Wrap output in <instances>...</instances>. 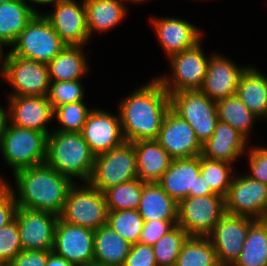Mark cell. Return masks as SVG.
Segmentation results:
<instances>
[{"instance_id":"6da1fadb","label":"cell","mask_w":267,"mask_h":266,"mask_svg":"<svg viewBox=\"0 0 267 266\" xmlns=\"http://www.w3.org/2000/svg\"><path fill=\"white\" fill-rule=\"evenodd\" d=\"M117 110L126 142L156 140L166 113L171 108L170 94L153 77L119 100Z\"/></svg>"},{"instance_id":"7a4b0ae2","label":"cell","mask_w":267,"mask_h":266,"mask_svg":"<svg viewBox=\"0 0 267 266\" xmlns=\"http://www.w3.org/2000/svg\"><path fill=\"white\" fill-rule=\"evenodd\" d=\"M14 186L8 183L18 208L46 211L60 216L75 183L46 163L16 171Z\"/></svg>"},{"instance_id":"3957f363","label":"cell","mask_w":267,"mask_h":266,"mask_svg":"<svg viewBox=\"0 0 267 266\" xmlns=\"http://www.w3.org/2000/svg\"><path fill=\"white\" fill-rule=\"evenodd\" d=\"M95 157L81 133L52 130L47 136L45 163L76 183L89 181Z\"/></svg>"},{"instance_id":"277c9868","label":"cell","mask_w":267,"mask_h":266,"mask_svg":"<svg viewBox=\"0 0 267 266\" xmlns=\"http://www.w3.org/2000/svg\"><path fill=\"white\" fill-rule=\"evenodd\" d=\"M47 135L41 131L19 128L6 119L1 129L0 155L12 173L45 163Z\"/></svg>"},{"instance_id":"5b68a950","label":"cell","mask_w":267,"mask_h":266,"mask_svg":"<svg viewBox=\"0 0 267 266\" xmlns=\"http://www.w3.org/2000/svg\"><path fill=\"white\" fill-rule=\"evenodd\" d=\"M0 75L12 88L7 96L48 94L50 78L47 63L4 52L0 59Z\"/></svg>"},{"instance_id":"8992f818","label":"cell","mask_w":267,"mask_h":266,"mask_svg":"<svg viewBox=\"0 0 267 266\" xmlns=\"http://www.w3.org/2000/svg\"><path fill=\"white\" fill-rule=\"evenodd\" d=\"M65 46L66 44L41 11L18 35L16 41L10 46L9 52L12 55L48 64Z\"/></svg>"},{"instance_id":"52a82bcc","label":"cell","mask_w":267,"mask_h":266,"mask_svg":"<svg viewBox=\"0 0 267 266\" xmlns=\"http://www.w3.org/2000/svg\"><path fill=\"white\" fill-rule=\"evenodd\" d=\"M78 182L70 188L62 214L59 218L72 225L91 230L107 224L108 209L105 195L88 182Z\"/></svg>"},{"instance_id":"ba28073f","label":"cell","mask_w":267,"mask_h":266,"mask_svg":"<svg viewBox=\"0 0 267 266\" xmlns=\"http://www.w3.org/2000/svg\"><path fill=\"white\" fill-rule=\"evenodd\" d=\"M202 43L203 41L191 49L171 56L167 59L170 64V75L165 72L156 76L170 95L180 91L201 89L210 59V55H205Z\"/></svg>"},{"instance_id":"9c48e42d","label":"cell","mask_w":267,"mask_h":266,"mask_svg":"<svg viewBox=\"0 0 267 266\" xmlns=\"http://www.w3.org/2000/svg\"><path fill=\"white\" fill-rule=\"evenodd\" d=\"M171 109L192 127L204 144L213 135L218 122L216 102L201 90H186L170 95Z\"/></svg>"},{"instance_id":"30bf717a","label":"cell","mask_w":267,"mask_h":266,"mask_svg":"<svg viewBox=\"0 0 267 266\" xmlns=\"http://www.w3.org/2000/svg\"><path fill=\"white\" fill-rule=\"evenodd\" d=\"M137 178V164L134 145L124 142L117 148L96 155L88 183L105 192L123 182Z\"/></svg>"},{"instance_id":"8fae6325","label":"cell","mask_w":267,"mask_h":266,"mask_svg":"<svg viewBox=\"0 0 267 266\" xmlns=\"http://www.w3.org/2000/svg\"><path fill=\"white\" fill-rule=\"evenodd\" d=\"M225 214L223 196L218 194L189 196L178 203L177 224L189 236L207 237Z\"/></svg>"},{"instance_id":"7c38bea8","label":"cell","mask_w":267,"mask_h":266,"mask_svg":"<svg viewBox=\"0 0 267 266\" xmlns=\"http://www.w3.org/2000/svg\"><path fill=\"white\" fill-rule=\"evenodd\" d=\"M157 183L177 203L189 196L215 194L200 174V156L173 159Z\"/></svg>"},{"instance_id":"4fadbf2b","label":"cell","mask_w":267,"mask_h":266,"mask_svg":"<svg viewBox=\"0 0 267 266\" xmlns=\"http://www.w3.org/2000/svg\"><path fill=\"white\" fill-rule=\"evenodd\" d=\"M81 1L79 4L77 0H53L49 5L54 9L42 13L68 46H87L90 41L86 8Z\"/></svg>"},{"instance_id":"5bb4252c","label":"cell","mask_w":267,"mask_h":266,"mask_svg":"<svg viewBox=\"0 0 267 266\" xmlns=\"http://www.w3.org/2000/svg\"><path fill=\"white\" fill-rule=\"evenodd\" d=\"M225 198L226 213L260 220L267 210V185L235 173Z\"/></svg>"},{"instance_id":"9a60e30c","label":"cell","mask_w":267,"mask_h":266,"mask_svg":"<svg viewBox=\"0 0 267 266\" xmlns=\"http://www.w3.org/2000/svg\"><path fill=\"white\" fill-rule=\"evenodd\" d=\"M254 218L226 213L207 236L219 263L233 265L239 258Z\"/></svg>"},{"instance_id":"2e32d148","label":"cell","mask_w":267,"mask_h":266,"mask_svg":"<svg viewBox=\"0 0 267 266\" xmlns=\"http://www.w3.org/2000/svg\"><path fill=\"white\" fill-rule=\"evenodd\" d=\"M149 22L167 59L195 47L204 37L200 27L179 17L153 16Z\"/></svg>"},{"instance_id":"e0dca14e","label":"cell","mask_w":267,"mask_h":266,"mask_svg":"<svg viewBox=\"0 0 267 266\" xmlns=\"http://www.w3.org/2000/svg\"><path fill=\"white\" fill-rule=\"evenodd\" d=\"M8 108L4 109L5 119L19 128L51 133L48 125L53 119V108L47 96H7Z\"/></svg>"},{"instance_id":"ac0fdd59","label":"cell","mask_w":267,"mask_h":266,"mask_svg":"<svg viewBox=\"0 0 267 266\" xmlns=\"http://www.w3.org/2000/svg\"><path fill=\"white\" fill-rule=\"evenodd\" d=\"M52 251L67 261L79 266H88L94 261V230L62 221H57Z\"/></svg>"},{"instance_id":"d6986e66","label":"cell","mask_w":267,"mask_h":266,"mask_svg":"<svg viewBox=\"0 0 267 266\" xmlns=\"http://www.w3.org/2000/svg\"><path fill=\"white\" fill-rule=\"evenodd\" d=\"M23 250L52 251L59 216L46 211L17 208L15 218Z\"/></svg>"},{"instance_id":"ffe728a7","label":"cell","mask_w":267,"mask_h":266,"mask_svg":"<svg viewBox=\"0 0 267 266\" xmlns=\"http://www.w3.org/2000/svg\"><path fill=\"white\" fill-rule=\"evenodd\" d=\"M116 114L92 107L81 134L95 156L117 148L125 142L119 113Z\"/></svg>"},{"instance_id":"44dd1931","label":"cell","mask_w":267,"mask_h":266,"mask_svg":"<svg viewBox=\"0 0 267 266\" xmlns=\"http://www.w3.org/2000/svg\"><path fill=\"white\" fill-rule=\"evenodd\" d=\"M247 67L236 64L222 53L211 52L205 80L200 90L215 102L233 96Z\"/></svg>"},{"instance_id":"7402d4cb","label":"cell","mask_w":267,"mask_h":266,"mask_svg":"<svg viewBox=\"0 0 267 266\" xmlns=\"http://www.w3.org/2000/svg\"><path fill=\"white\" fill-rule=\"evenodd\" d=\"M156 141L173 158L200 156L202 145L192 127L171 108L166 113Z\"/></svg>"},{"instance_id":"603a6c76","label":"cell","mask_w":267,"mask_h":266,"mask_svg":"<svg viewBox=\"0 0 267 266\" xmlns=\"http://www.w3.org/2000/svg\"><path fill=\"white\" fill-rule=\"evenodd\" d=\"M250 142L229 124L218 120L214 133L202 144L200 156L235 164L243 157Z\"/></svg>"},{"instance_id":"cb8c5ba5","label":"cell","mask_w":267,"mask_h":266,"mask_svg":"<svg viewBox=\"0 0 267 266\" xmlns=\"http://www.w3.org/2000/svg\"><path fill=\"white\" fill-rule=\"evenodd\" d=\"M125 3V0H84L90 39L95 33L105 35L123 22L129 11Z\"/></svg>"},{"instance_id":"d4e9b609","label":"cell","mask_w":267,"mask_h":266,"mask_svg":"<svg viewBox=\"0 0 267 266\" xmlns=\"http://www.w3.org/2000/svg\"><path fill=\"white\" fill-rule=\"evenodd\" d=\"M134 145L137 178L144 182H158L173 158L156 140H139Z\"/></svg>"},{"instance_id":"484cf974","label":"cell","mask_w":267,"mask_h":266,"mask_svg":"<svg viewBox=\"0 0 267 266\" xmlns=\"http://www.w3.org/2000/svg\"><path fill=\"white\" fill-rule=\"evenodd\" d=\"M24 0L0 4V47L10 48L33 17L41 12Z\"/></svg>"},{"instance_id":"4316f807","label":"cell","mask_w":267,"mask_h":266,"mask_svg":"<svg viewBox=\"0 0 267 266\" xmlns=\"http://www.w3.org/2000/svg\"><path fill=\"white\" fill-rule=\"evenodd\" d=\"M236 95L259 121L267 119V75L260 72L255 65H248L243 72Z\"/></svg>"},{"instance_id":"83f0119b","label":"cell","mask_w":267,"mask_h":266,"mask_svg":"<svg viewBox=\"0 0 267 266\" xmlns=\"http://www.w3.org/2000/svg\"><path fill=\"white\" fill-rule=\"evenodd\" d=\"M132 244L122 238L109 225L94 231V264L123 266Z\"/></svg>"},{"instance_id":"f1b7e54d","label":"cell","mask_w":267,"mask_h":266,"mask_svg":"<svg viewBox=\"0 0 267 266\" xmlns=\"http://www.w3.org/2000/svg\"><path fill=\"white\" fill-rule=\"evenodd\" d=\"M137 211L144 221L178 220V203L157 182L143 184Z\"/></svg>"},{"instance_id":"f546056e","label":"cell","mask_w":267,"mask_h":266,"mask_svg":"<svg viewBox=\"0 0 267 266\" xmlns=\"http://www.w3.org/2000/svg\"><path fill=\"white\" fill-rule=\"evenodd\" d=\"M87 46H68L48 65L50 82L82 80L90 67L83 51Z\"/></svg>"},{"instance_id":"4dcf8cb0","label":"cell","mask_w":267,"mask_h":266,"mask_svg":"<svg viewBox=\"0 0 267 266\" xmlns=\"http://www.w3.org/2000/svg\"><path fill=\"white\" fill-rule=\"evenodd\" d=\"M216 106L218 120L229 124L250 142L249 136L259 118L246 107L236 94L216 101Z\"/></svg>"},{"instance_id":"1f68e13d","label":"cell","mask_w":267,"mask_h":266,"mask_svg":"<svg viewBox=\"0 0 267 266\" xmlns=\"http://www.w3.org/2000/svg\"><path fill=\"white\" fill-rule=\"evenodd\" d=\"M232 266H267V227L261 220L250 226L240 256Z\"/></svg>"},{"instance_id":"d6a6232c","label":"cell","mask_w":267,"mask_h":266,"mask_svg":"<svg viewBox=\"0 0 267 266\" xmlns=\"http://www.w3.org/2000/svg\"><path fill=\"white\" fill-rule=\"evenodd\" d=\"M217 263L216 251L208 237L189 236L175 266H215Z\"/></svg>"},{"instance_id":"836d02e7","label":"cell","mask_w":267,"mask_h":266,"mask_svg":"<svg viewBox=\"0 0 267 266\" xmlns=\"http://www.w3.org/2000/svg\"><path fill=\"white\" fill-rule=\"evenodd\" d=\"M144 182L138 178L123 182L104 192L108 211L137 210Z\"/></svg>"},{"instance_id":"e575fe53","label":"cell","mask_w":267,"mask_h":266,"mask_svg":"<svg viewBox=\"0 0 267 266\" xmlns=\"http://www.w3.org/2000/svg\"><path fill=\"white\" fill-rule=\"evenodd\" d=\"M234 165L221 160H213L200 156V174L211 190L225 197L235 175Z\"/></svg>"},{"instance_id":"d590c367","label":"cell","mask_w":267,"mask_h":266,"mask_svg":"<svg viewBox=\"0 0 267 266\" xmlns=\"http://www.w3.org/2000/svg\"><path fill=\"white\" fill-rule=\"evenodd\" d=\"M189 235L176 224L165 233L153 246L157 266H175L184 242Z\"/></svg>"},{"instance_id":"8d00e7d4","label":"cell","mask_w":267,"mask_h":266,"mask_svg":"<svg viewBox=\"0 0 267 266\" xmlns=\"http://www.w3.org/2000/svg\"><path fill=\"white\" fill-rule=\"evenodd\" d=\"M107 225L133 245L139 242L144 219L137 210L108 211Z\"/></svg>"},{"instance_id":"74e56055","label":"cell","mask_w":267,"mask_h":266,"mask_svg":"<svg viewBox=\"0 0 267 266\" xmlns=\"http://www.w3.org/2000/svg\"><path fill=\"white\" fill-rule=\"evenodd\" d=\"M91 110L92 108L87 107L84 101H76L56 107L53 112V119H56L55 121L60 126L55 127V129L51 128V131L81 133Z\"/></svg>"},{"instance_id":"f35d334b","label":"cell","mask_w":267,"mask_h":266,"mask_svg":"<svg viewBox=\"0 0 267 266\" xmlns=\"http://www.w3.org/2000/svg\"><path fill=\"white\" fill-rule=\"evenodd\" d=\"M85 88L82 80L50 82L47 94L53 110L64 104L85 101Z\"/></svg>"},{"instance_id":"ab89813d","label":"cell","mask_w":267,"mask_h":266,"mask_svg":"<svg viewBox=\"0 0 267 266\" xmlns=\"http://www.w3.org/2000/svg\"><path fill=\"white\" fill-rule=\"evenodd\" d=\"M22 249L19 229L14 219L0 229V261L9 264Z\"/></svg>"},{"instance_id":"60d3db41","label":"cell","mask_w":267,"mask_h":266,"mask_svg":"<svg viewBox=\"0 0 267 266\" xmlns=\"http://www.w3.org/2000/svg\"><path fill=\"white\" fill-rule=\"evenodd\" d=\"M246 157H248V177L267 185V146H248Z\"/></svg>"},{"instance_id":"b9f144b4","label":"cell","mask_w":267,"mask_h":266,"mask_svg":"<svg viewBox=\"0 0 267 266\" xmlns=\"http://www.w3.org/2000/svg\"><path fill=\"white\" fill-rule=\"evenodd\" d=\"M178 220L144 221L139 243L153 246L165 233L171 230Z\"/></svg>"},{"instance_id":"7bdbcfd3","label":"cell","mask_w":267,"mask_h":266,"mask_svg":"<svg viewBox=\"0 0 267 266\" xmlns=\"http://www.w3.org/2000/svg\"><path fill=\"white\" fill-rule=\"evenodd\" d=\"M123 266H157L152 246L133 244Z\"/></svg>"},{"instance_id":"ee69618b","label":"cell","mask_w":267,"mask_h":266,"mask_svg":"<svg viewBox=\"0 0 267 266\" xmlns=\"http://www.w3.org/2000/svg\"><path fill=\"white\" fill-rule=\"evenodd\" d=\"M48 251L23 250L9 263V266H46Z\"/></svg>"},{"instance_id":"f6af8a7d","label":"cell","mask_w":267,"mask_h":266,"mask_svg":"<svg viewBox=\"0 0 267 266\" xmlns=\"http://www.w3.org/2000/svg\"><path fill=\"white\" fill-rule=\"evenodd\" d=\"M17 208L14 194L7 188L0 194V229L14 220Z\"/></svg>"},{"instance_id":"bcb514c9","label":"cell","mask_w":267,"mask_h":266,"mask_svg":"<svg viewBox=\"0 0 267 266\" xmlns=\"http://www.w3.org/2000/svg\"><path fill=\"white\" fill-rule=\"evenodd\" d=\"M46 266H79V265L67 261L65 258H62L53 251H48V259Z\"/></svg>"},{"instance_id":"7dc6e473","label":"cell","mask_w":267,"mask_h":266,"mask_svg":"<svg viewBox=\"0 0 267 266\" xmlns=\"http://www.w3.org/2000/svg\"><path fill=\"white\" fill-rule=\"evenodd\" d=\"M27 4L30 3V6H32L33 8H35V4L36 5H43V6H49V4L53 1V0H24ZM32 4V5H31Z\"/></svg>"},{"instance_id":"c3c4849f","label":"cell","mask_w":267,"mask_h":266,"mask_svg":"<svg viewBox=\"0 0 267 266\" xmlns=\"http://www.w3.org/2000/svg\"><path fill=\"white\" fill-rule=\"evenodd\" d=\"M5 177H1L0 176V194H2L7 188H8V183H9V181H7V180H9V179H4Z\"/></svg>"},{"instance_id":"681fc988","label":"cell","mask_w":267,"mask_h":266,"mask_svg":"<svg viewBox=\"0 0 267 266\" xmlns=\"http://www.w3.org/2000/svg\"><path fill=\"white\" fill-rule=\"evenodd\" d=\"M125 1H126L127 3L130 2L131 4H132V3H133V4H141V3L143 4L144 2H147V1L149 2L150 0H125Z\"/></svg>"},{"instance_id":"f907efd6","label":"cell","mask_w":267,"mask_h":266,"mask_svg":"<svg viewBox=\"0 0 267 266\" xmlns=\"http://www.w3.org/2000/svg\"><path fill=\"white\" fill-rule=\"evenodd\" d=\"M4 109L2 105H0V118H5Z\"/></svg>"},{"instance_id":"816d5d0a","label":"cell","mask_w":267,"mask_h":266,"mask_svg":"<svg viewBox=\"0 0 267 266\" xmlns=\"http://www.w3.org/2000/svg\"><path fill=\"white\" fill-rule=\"evenodd\" d=\"M264 224L265 226L267 227V213H265V215L260 219Z\"/></svg>"},{"instance_id":"f5cc1de1","label":"cell","mask_w":267,"mask_h":266,"mask_svg":"<svg viewBox=\"0 0 267 266\" xmlns=\"http://www.w3.org/2000/svg\"><path fill=\"white\" fill-rule=\"evenodd\" d=\"M4 120H5V118H0V138H1V129H2Z\"/></svg>"},{"instance_id":"db71d44e","label":"cell","mask_w":267,"mask_h":266,"mask_svg":"<svg viewBox=\"0 0 267 266\" xmlns=\"http://www.w3.org/2000/svg\"><path fill=\"white\" fill-rule=\"evenodd\" d=\"M215 266H232L230 264H224V263H217Z\"/></svg>"},{"instance_id":"11a10c76","label":"cell","mask_w":267,"mask_h":266,"mask_svg":"<svg viewBox=\"0 0 267 266\" xmlns=\"http://www.w3.org/2000/svg\"><path fill=\"white\" fill-rule=\"evenodd\" d=\"M10 1H16V0H0V4L1 3H7V2H10Z\"/></svg>"},{"instance_id":"9f6ffc18","label":"cell","mask_w":267,"mask_h":266,"mask_svg":"<svg viewBox=\"0 0 267 266\" xmlns=\"http://www.w3.org/2000/svg\"><path fill=\"white\" fill-rule=\"evenodd\" d=\"M0 266H9V264L0 261Z\"/></svg>"},{"instance_id":"6f0895ef","label":"cell","mask_w":267,"mask_h":266,"mask_svg":"<svg viewBox=\"0 0 267 266\" xmlns=\"http://www.w3.org/2000/svg\"><path fill=\"white\" fill-rule=\"evenodd\" d=\"M4 53V50L0 47V59H1V56L3 55Z\"/></svg>"},{"instance_id":"680465c9","label":"cell","mask_w":267,"mask_h":266,"mask_svg":"<svg viewBox=\"0 0 267 266\" xmlns=\"http://www.w3.org/2000/svg\"><path fill=\"white\" fill-rule=\"evenodd\" d=\"M88 266H101V265H97V264H90V265H88Z\"/></svg>"}]
</instances>
